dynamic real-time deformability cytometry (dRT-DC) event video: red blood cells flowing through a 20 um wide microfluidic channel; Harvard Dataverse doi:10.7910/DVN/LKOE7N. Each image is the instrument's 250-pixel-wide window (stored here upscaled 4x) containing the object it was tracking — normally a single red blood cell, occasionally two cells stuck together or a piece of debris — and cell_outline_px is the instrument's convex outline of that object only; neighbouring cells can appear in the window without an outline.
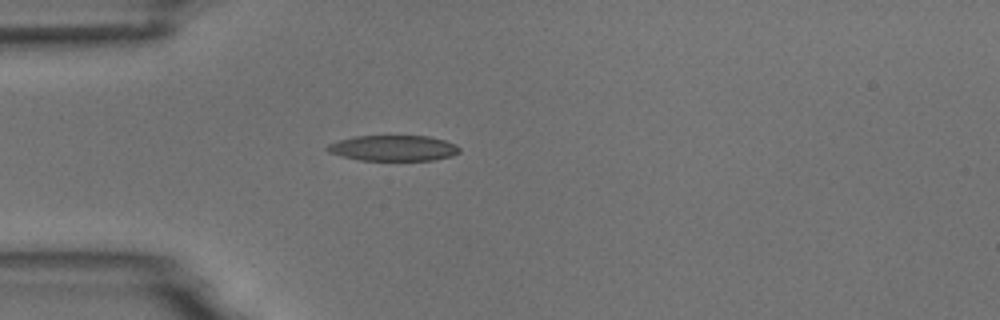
{"species": "common noctule bat (a hibernating species)", "species_latin": "Nyctalus noctula", "temperature_condition": "room temperature", "stored_images_in_passage": 39, "camera_frame_rate_fps": 3000, "um_per_image_px": 0.085, "animal": {"sex": "male", "body_mass_g": 18.8}, "frame": {"image": 1, "passage_image": 7, "time_ms": 2.0, "image_size_px": [1000, 320], "cell_outline_px": [[460, 152], [452, 156], [432, 160], [360, 160], [340, 156], [328, 152], [324, 148], [328, 144], [340, 140], [356, 136], [428, 136], [444, 140], [456, 144], [460, 148]], "centroid_in_image_um": [33.43, 12.59], "position_along_channel_um": 51.6, "area_um2": 19.77}}
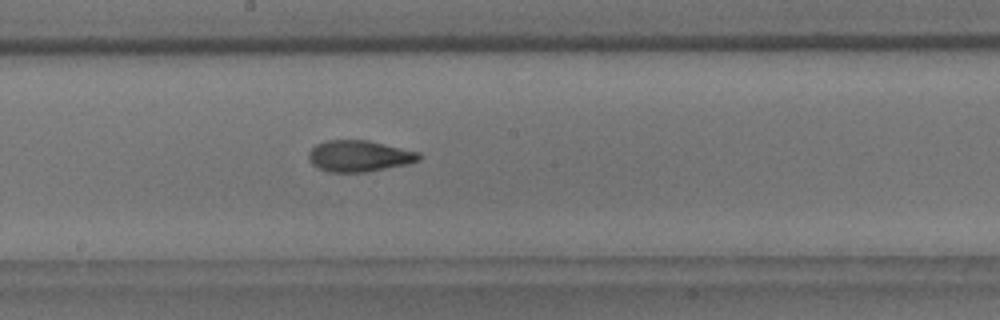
{"frame": {"image": 2, "passage_image": 21, "time_ms": 6.667, "image_size_px": [1000, 320], "cell_outline_px": [[420, 160], [408, 164], [368, 172], [328, 172], [312, 164], [308, 156], [308, 152], [316, 144], [328, 140], [368, 140], [420, 152]], "centroid_in_image_um": [30.54, 13.26], "position_along_channel_um": 217.7, "area_um2": 20.17}}
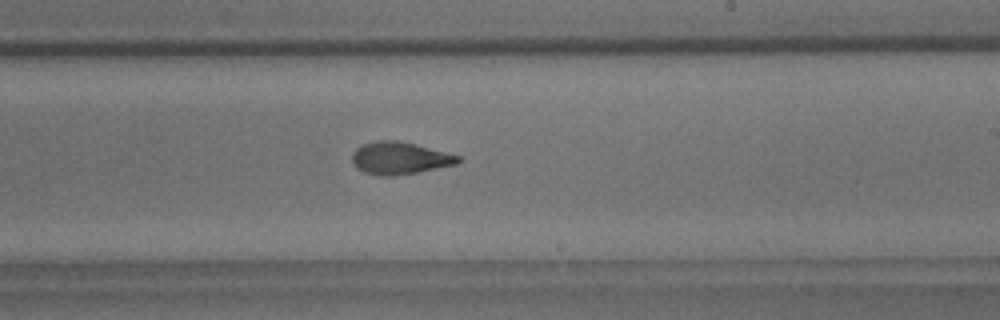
{"frame": {"image": 3, "passage_image": 24, "time_ms": 7.667, "image_size_px": [1000, 320], "cell_outline_px": [[460, 160], [456, 164], [416, 172], [392, 176], [380, 176], [364, 172], [356, 168], [352, 160], [352, 152], [356, 148], [364, 144], [376, 140], [396, 140], [460, 156]], "centroid_in_image_um": [33.91, 13.45], "position_along_channel_um": 255.1, "area_um2": 19.59}, "authors_computed_cell_mechanics": {"area_um2": 19.9988, "velocity_mm_per_s": 3.7403, "shape_relaxation_time_tau1_ms": 5.1493, "shape_relaxation_time_tau2_ms": 1.9976, "deformation_change_tau1": 0.1975, "deformation_change_tau2": 0.0986}}